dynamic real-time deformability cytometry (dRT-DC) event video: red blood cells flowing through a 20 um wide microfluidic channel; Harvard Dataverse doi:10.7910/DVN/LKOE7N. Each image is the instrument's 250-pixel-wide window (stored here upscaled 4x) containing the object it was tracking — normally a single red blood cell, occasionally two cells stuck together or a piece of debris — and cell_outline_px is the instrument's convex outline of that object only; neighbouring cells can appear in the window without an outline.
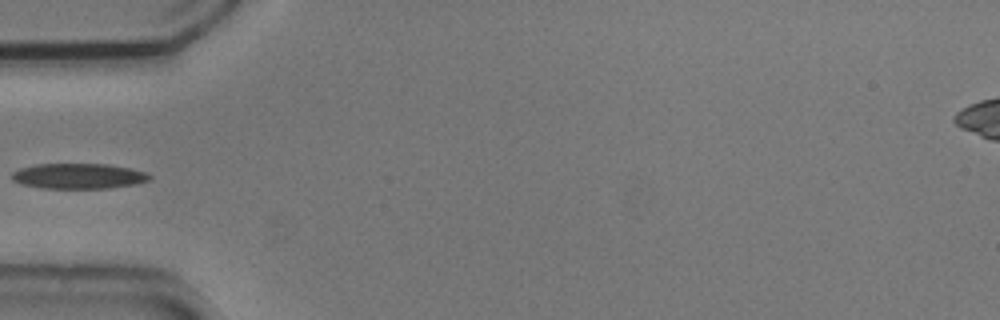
{"species": "common noctule bat (a hibernating species)", "species_latin": "Nyctalus noctula", "temperature_condition": "cold", "stored_images_in_passage": 5, "camera_frame_rate_fps": 3000, "um_per_image_px": 0.085, "animal": {"sex": "male", "body_mass_g": 20.5, "forearm_length_mm": 52.5}, "frame": {"image": 1, "passage_image": 4, "time_ms": 1.0, "image_size_px": [1000, 320], "cell_outline_px": [[152, 176], [148, 180], [136, 184], [108, 188], [44, 188], [20, 184], [12, 180], [12, 172], [20, 168], [36, 164], [108, 164], [128, 168], [144, 172]], "centroid_in_image_um": [6.64, 14.96], "position_along_channel_um": 78.4, "area_um2": 20.23}}